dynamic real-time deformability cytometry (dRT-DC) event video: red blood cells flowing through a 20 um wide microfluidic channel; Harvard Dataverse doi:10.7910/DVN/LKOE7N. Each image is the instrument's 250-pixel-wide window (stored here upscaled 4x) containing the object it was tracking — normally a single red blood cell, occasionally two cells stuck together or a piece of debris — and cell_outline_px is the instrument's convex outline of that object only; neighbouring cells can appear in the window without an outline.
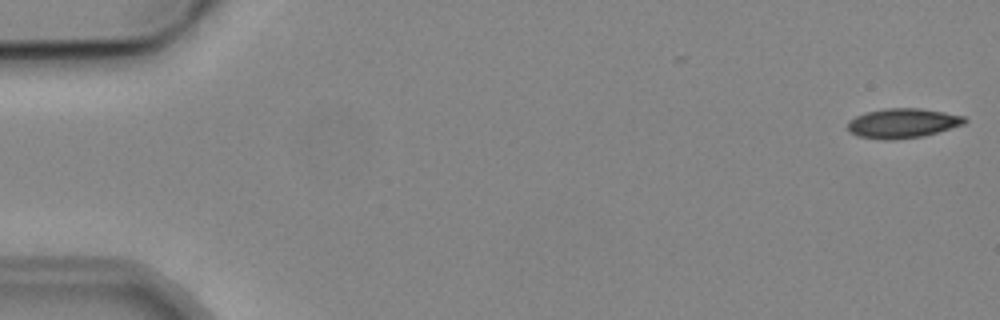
{"species": "common noctule bat (a hibernating species)", "species_latin": "Nyctalus noctula", "temperature_condition": "cold", "stored_images_in_passage": 5, "camera_frame_rate_fps": 3000, "um_per_image_px": 0.085, "animal": {"sex": "male", "body_mass_g": 19.2, "forearm_length_mm": 51.8}, "frame": {"image": 1, "passage_image": 1, "time_ms": 0.0, "image_size_px": [1000, 320], "cell_outline_px": [[968, 120], [964, 124], [924, 136], [896, 140], [880, 140], [856, 136], [848, 132], [848, 120], [856, 116], [868, 112], [888, 108], [920, 108], [944, 112], [964, 116]], "centroid_in_image_um": [76.7, 10.49], "position_along_channel_um": 8.3, "area_um2": 20.35}}